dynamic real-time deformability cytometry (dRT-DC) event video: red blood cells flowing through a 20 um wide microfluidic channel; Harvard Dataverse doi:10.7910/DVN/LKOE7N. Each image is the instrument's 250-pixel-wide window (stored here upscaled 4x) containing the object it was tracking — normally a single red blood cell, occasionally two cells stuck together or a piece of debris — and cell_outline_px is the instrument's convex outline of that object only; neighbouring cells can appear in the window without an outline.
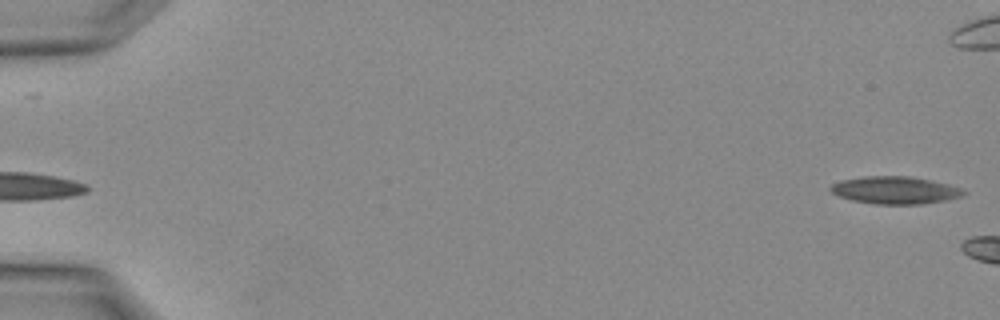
{"species": "Egyptian fruit bat (a non-hibernating species)", "species_latin": "Rousettus aegyptiacus", "temperature_condition": "warm", "stored_images_in_passage": 2, "camera_frame_rate_fps": 3000, "um_per_image_px": 0.085, "animal": {"sex": "female"}, "frame": {"image": 1, "passage_image": 2, "time_ms": 0.333, "image_size_px": [1000, 320], "cell_outline_px": [[968, 192], [960, 196], [944, 200], [920, 204], [872, 204], [852, 200], [840, 196], [832, 192], [828, 188], [832, 184], [840, 180], [864, 176], [908, 176], [948, 184], [960, 188]], "centroid_in_image_um": [76.03, 16.16], "position_along_channel_um": 9.0, "area_um2": 21.1}}